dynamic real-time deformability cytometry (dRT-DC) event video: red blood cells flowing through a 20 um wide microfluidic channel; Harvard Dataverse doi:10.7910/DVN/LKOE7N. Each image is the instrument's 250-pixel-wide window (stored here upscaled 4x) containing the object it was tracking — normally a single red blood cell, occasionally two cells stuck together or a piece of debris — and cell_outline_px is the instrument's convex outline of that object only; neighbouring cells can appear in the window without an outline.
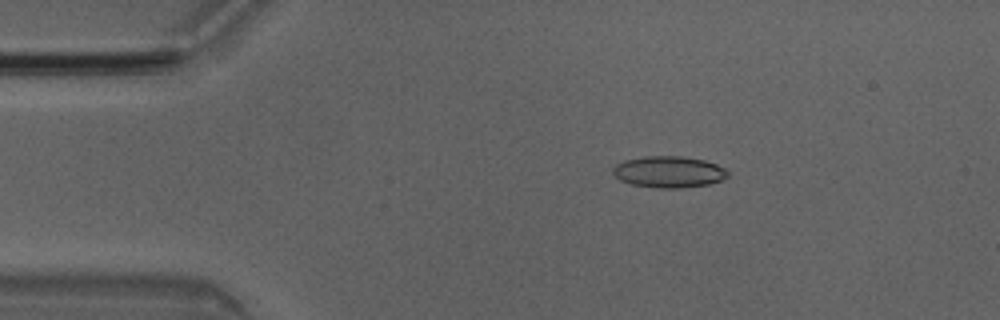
{"species": "Egyptian fruit bat (a non-hibernating species)", "species_latin": "Rousettus aegyptiacus", "temperature_condition": "room temperature", "stored_images_in_passage": 4, "camera_frame_rate_fps": 3000, "um_per_image_px": 0.085, "animal": {"sex": "male"}, "frame": {"image": 1, "passage_image": 3, "time_ms": 0.667, "image_size_px": [1000, 320], "cell_outline_px": [[728, 176], [724, 180], [708, 184], [680, 188], [656, 188], [632, 184], [620, 180], [612, 172], [612, 168], [616, 164], [628, 160], [644, 156], [680, 156], [704, 160], [716, 164], [724, 168], [728, 172]], "centroid_in_image_um": [56.87, 14.61], "position_along_channel_um": 28.1, "area_um2": 20.98}}
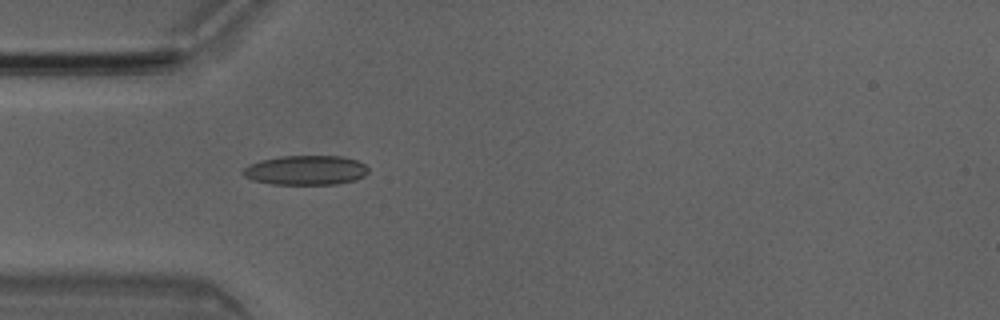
{"frame": {"image": 2, "passage_image": 4, "time_ms": 1.0, "image_size_px": [1000, 320], "cell_outline_px": [[368, 172], [364, 176], [356, 180], [336, 184], [272, 184], [252, 180], [244, 176], [240, 172], [248, 164], [260, 160], [280, 156], [340, 156], [356, 160], [364, 164], [368, 168]], "centroid_in_image_um": [25.96, 14.47], "position_along_channel_um": 59.0, "area_um2": 21.68}}